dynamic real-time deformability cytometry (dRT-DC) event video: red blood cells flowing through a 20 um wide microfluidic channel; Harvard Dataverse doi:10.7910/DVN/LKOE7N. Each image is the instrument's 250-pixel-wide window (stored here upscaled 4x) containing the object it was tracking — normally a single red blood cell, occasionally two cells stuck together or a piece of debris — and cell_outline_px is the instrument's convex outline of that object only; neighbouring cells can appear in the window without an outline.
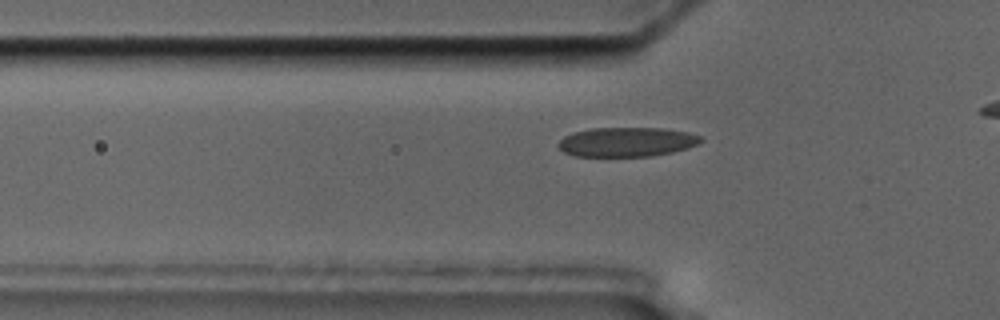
{"species": "common noctule bat (a hibernating species)", "species_latin": "Nyctalus noctula", "temperature_condition": "cold", "stored_images_in_passage": 41, "camera_frame_rate_fps": 3000, "um_per_image_px": 0.085, "animal": {"sex": "male", "body_mass_g": 17.5, "forearm_length_mm": 52.3}, "frame": {"image": 1, "passage_image": 10, "time_ms": 3.0, "image_size_px": [1000, 320], "cell_outline_px": [[704, 140], [700, 144], [688, 148], [672, 152], [648, 156], [576, 156], [564, 152], [556, 144], [564, 136], [572, 132], [592, 128], [664, 128], [688, 132], [700, 136]], "centroid_in_image_um": [53.29, 12.06], "position_along_channel_um": 72.5, "area_um2": 24.51}}
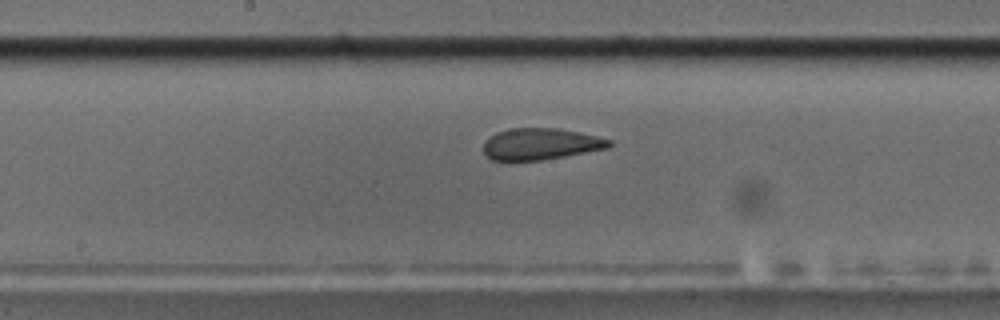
{"frame": {"image": 2, "passage_image": 21, "time_ms": 6.667, "image_size_px": [1000, 320], "cell_outline_px": [[612, 144], [608, 148], [564, 156], [540, 160], [492, 160], [484, 156], [484, 140], [496, 132], [512, 128], [560, 128], [580, 132], [612, 140]], "centroid_in_image_um": [45.93, 12.23], "position_along_channel_um": 202.3, "area_um2": 23.12}}
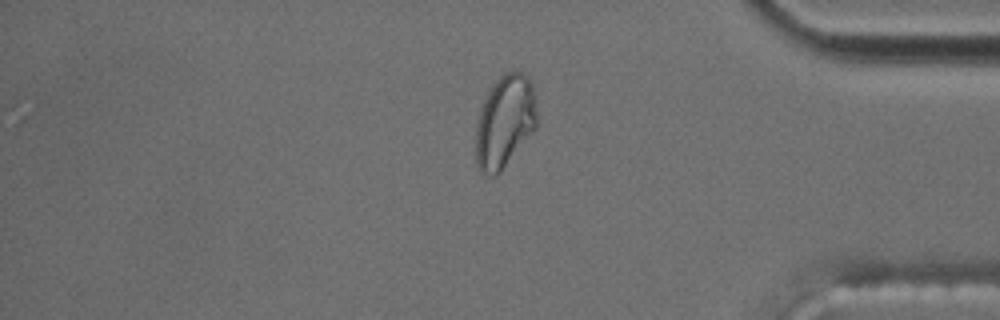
{"frame": {"image": 3, "passage_image": 39, "time_ms": 12.667, "image_size_px": [1000, 320], "cell_outline_px": [[536, 128], [500, 172], [496, 176], [492, 176], [480, 172], [476, 164], [476, 124], [480, 108], [492, 84], [504, 72], [512, 68], [528, 76], [532, 84], [536, 112]], "centroid_in_image_um": [42.89, 10.31], "position_along_channel_um": 392.3, "area_um2": 33.12}, "authors_computed_cell_mechanics": {"area_um2": 24.7384, "velocity_mm_per_s": 3.5409, "shape_relaxation_time_tau1_ms": null, "shape_relaxation_time_tau2_ms": 1.099, "deformation_change_tau1": null, "deformation_change_tau2": 0.0829}}